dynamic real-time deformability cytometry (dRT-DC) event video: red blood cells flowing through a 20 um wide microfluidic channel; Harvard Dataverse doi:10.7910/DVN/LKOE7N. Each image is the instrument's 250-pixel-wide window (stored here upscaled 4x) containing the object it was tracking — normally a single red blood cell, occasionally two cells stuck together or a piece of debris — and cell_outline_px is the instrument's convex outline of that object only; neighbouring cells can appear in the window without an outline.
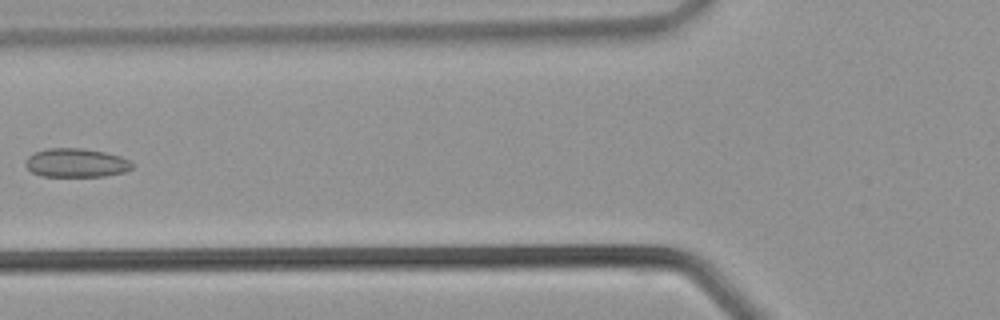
{"species": "common noctule bat (a hibernating species)", "species_latin": "Nyctalus noctula", "temperature_condition": "warm", "stored_images_in_passage": 36, "camera_frame_rate_fps": 3000, "um_per_image_px": 0.085, "animal": {"sex": "male", "body_mass_g": 21.5, "forearm_length_mm": 52.0}, "frame": {"image": 1, "passage_image": 14, "time_ms": 4.333, "image_size_px": [1000, 320], "cell_outline_px": [[136, 164], [132, 168], [124, 172], [104, 176], [40, 176], [32, 172], [24, 164], [28, 156], [36, 152], [48, 148], [80, 148], [104, 152], [120, 156], [132, 160]], "centroid_in_image_um": [6.51, 13.84], "position_along_channel_um": 119.3, "area_um2": 17.98}}
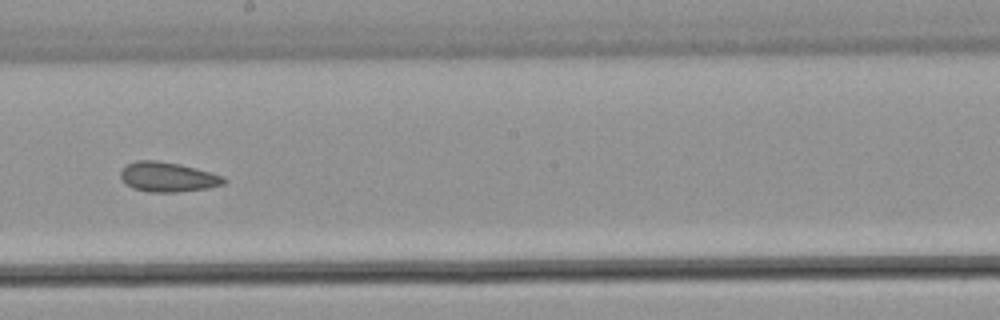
{"frame": {"image": 2, "passage_image": 20, "time_ms": 6.333, "image_size_px": [1000, 320], "cell_outline_px": [[228, 180], [224, 184], [208, 188], [176, 192], [148, 192], [132, 188], [120, 176], [120, 172], [128, 164], [136, 160], [156, 160], [180, 164], [196, 168], [224, 176]], "centroid_in_image_um": [14.3, 15.04], "position_along_channel_um": 233.9, "area_um2": 17.86}}
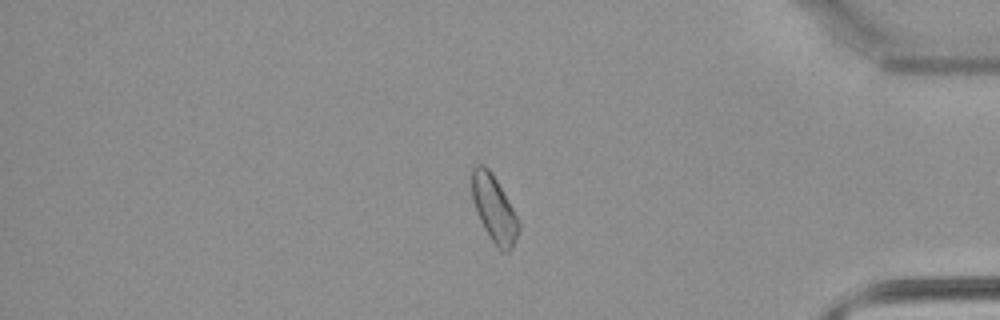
{"frame": {"image": 3, "passage_image": 30, "time_ms": 9.667, "image_size_px": [1000, 320], "cell_outline_px": [[520, 228], [512, 248], [508, 252], [500, 252], [496, 248], [484, 228], [480, 220], [472, 196], [472, 168], [476, 164], [484, 164], [492, 172], [512, 208], [520, 224]], "centroid_in_image_um": [42.0, 17.77], "position_along_channel_um": 393.2, "area_um2": 17.98}}